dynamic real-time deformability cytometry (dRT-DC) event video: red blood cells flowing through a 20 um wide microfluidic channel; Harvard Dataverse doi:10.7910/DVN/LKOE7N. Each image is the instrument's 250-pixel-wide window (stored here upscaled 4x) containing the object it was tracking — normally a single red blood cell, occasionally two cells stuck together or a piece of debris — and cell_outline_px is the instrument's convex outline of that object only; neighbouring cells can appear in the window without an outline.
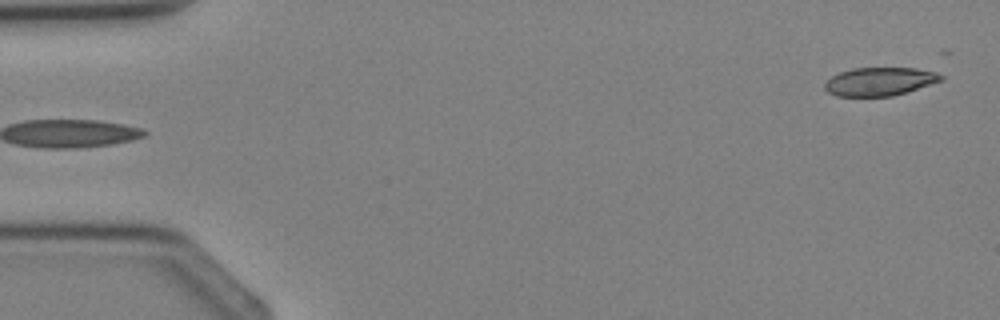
{"species": "Egyptian fruit bat (a non-hibernating species)", "species_latin": "Rousettus aegyptiacus", "temperature_condition": "cold", "stored_images_in_passage": 3, "camera_frame_rate_fps": 3000, "um_per_image_px": 0.085, "animal": {"sex": "female"}, "frame": {"image": 1, "passage_image": 1, "time_ms": 0.0, "image_size_px": [1000, 320], "cell_outline_px": [[944, 80], [892, 96], [836, 96], [828, 92], [824, 88], [824, 84], [832, 76], [840, 72], [852, 68], [916, 68], [936, 72], [944, 76]], "centroid_in_image_um": [74.78, 6.92], "position_along_channel_um": 10.2, "area_um2": 19.13}}